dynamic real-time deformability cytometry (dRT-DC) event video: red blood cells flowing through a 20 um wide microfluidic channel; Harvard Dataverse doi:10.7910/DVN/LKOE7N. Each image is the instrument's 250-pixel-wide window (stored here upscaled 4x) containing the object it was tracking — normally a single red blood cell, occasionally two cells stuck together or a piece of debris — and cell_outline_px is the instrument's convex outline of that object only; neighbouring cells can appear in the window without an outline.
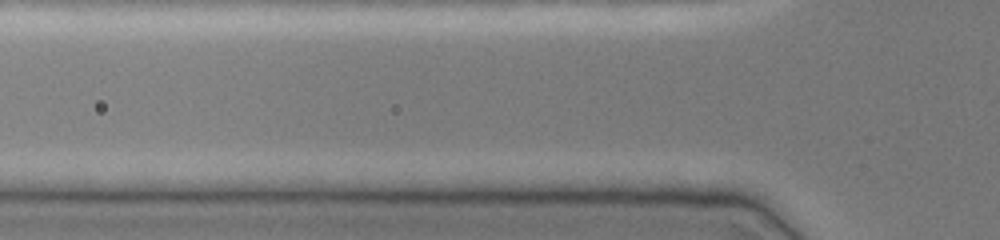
{"species": "common noctule bat (a hibernating species)", "species_latin": "Nyctalus noctula", "temperature_condition": "cold", "stored_images_in_passage": 2, "camera_frame_rate_fps": 3000, "um_per_image_px": 0.085, "animal": {"sex": "female", "body_mass_g": 19.0, "forearm_length_mm": 51.5}, "frame": {"image": 1, "passage_image": 2, "time_ms": 0.333, "image_size_px": [1000, 240], "cell_outline_px": [[708, 148], [704, 152], [616, 152], [548, 148], [548, 144], [564, 136], [664, 140], [696, 144]], "centroid_in_image_um": [53.02, 12.33], "position_along_channel_um": 72.8, "area_um2": 13.29}}